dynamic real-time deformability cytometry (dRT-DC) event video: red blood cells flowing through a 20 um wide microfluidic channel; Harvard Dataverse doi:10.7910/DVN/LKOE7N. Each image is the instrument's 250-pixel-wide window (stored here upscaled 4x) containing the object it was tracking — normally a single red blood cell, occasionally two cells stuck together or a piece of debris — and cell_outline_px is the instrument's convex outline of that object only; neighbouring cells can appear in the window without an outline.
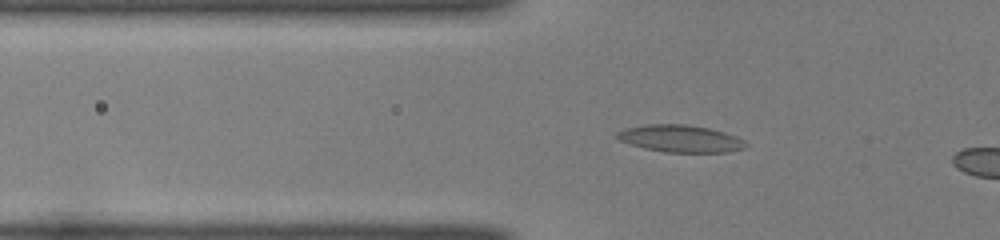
{"species": "common noctule bat (a hibernating species)", "species_latin": "Nyctalus noctula", "temperature_condition": "room temperature", "stored_images_in_passage": 32, "camera_frame_rate_fps": 3000, "um_per_image_px": 0.085, "animal": {"sex": "female", "body_mass_g": 22.0, "forearm_length_mm": 56.7}, "frame": {"image": 1, "passage_image": 4, "time_ms": 1.0, "image_size_px": [1000, 240], "cell_outline_px": [[748, 144], [744, 148], [728, 152], [664, 152], [644, 148], [620, 140], [616, 136], [616, 132], [624, 128], [648, 124], [684, 124], [708, 128], [724, 132], [736, 136], [744, 140]], "centroid_in_image_um": [57.84, 11.78], "position_along_channel_um": 68.0, "area_um2": 20.29}}
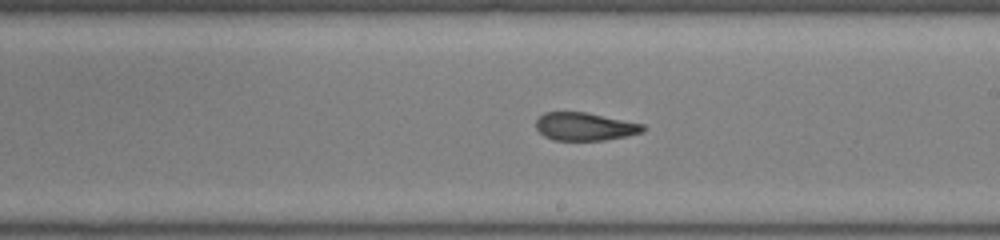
{"frame": {"image": 2, "passage_image": 17, "time_ms": 5.333, "image_size_px": [1000, 240], "cell_outline_px": [[648, 128], [644, 132], [604, 140], [552, 140], [544, 136], [536, 128], [536, 120], [544, 112], [588, 112], [644, 124]], "centroid_in_image_um": [49.73, 10.75], "position_along_channel_um": 239.3, "area_um2": 17.57}}
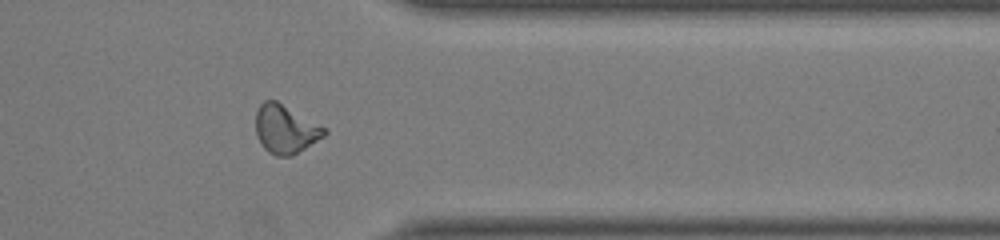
{"frame": {"image": 3, "passage_image": 28, "time_ms": 9.0, "image_size_px": [1000, 240], "cell_outline_px": [[328, 132], [324, 136], [292, 156], [276, 156], [268, 152], [260, 144], [256, 136], [256, 112], [260, 104], [264, 100], [276, 100], [324, 128]], "centroid_in_image_um": [24.21, 10.99], "position_along_channel_um": 387.2, "area_um2": 19.13}}